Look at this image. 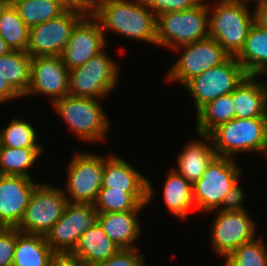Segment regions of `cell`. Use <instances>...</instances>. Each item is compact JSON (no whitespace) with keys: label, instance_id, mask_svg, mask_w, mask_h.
Segmentation results:
<instances>
[{"label":"cell","instance_id":"41","mask_svg":"<svg viewBox=\"0 0 267 266\" xmlns=\"http://www.w3.org/2000/svg\"><path fill=\"white\" fill-rule=\"evenodd\" d=\"M20 98L21 96L11 87V85L0 74V103L7 102L11 99Z\"/></svg>","mask_w":267,"mask_h":266},{"label":"cell","instance_id":"6","mask_svg":"<svg viewBox=\"0 0 267 266\" xmlns=\"http://www.w3.org/2000/svg\"><path fill=\"white\" fill-rule=\"evenodd\" d=\"M118 65L104 50L84 65L69 70V93L73 97L100 99L116 87Z\"/></svg>","mask_w":267,"mask_h":266},{"label":"cell","instance_id":"2","mask_svg":"<svg viewBox=\"0 0 267 266\" xmlns=\"http://www.w3.org/2000/svg\"><path fill=\"white\" fill-rule=\"evenodd\" d=\"M213 141L219 157L233 156L239 152H265L267 150V117L234 118L219 125L209 135H198Z\"/></svg>","mask_w":267,"mask_h":266},{"label":"cell","instance_id":"33","mask_svg":"<svg viewBox=\"0 0 267 266\" xmlns=\"http://www.w3.org/2000/svg\"><path fill=\"white\" fill-rule=\"evenodd\" d=\"M36 132L30 123L14 118L1 131L2 146L11 148H43L36 142Z\"/></svg>","mask_w":267,"mask_h":266},{"label":"cell","instance_id":"23","mask_svg":"<svg viewBox=\"0 0 267 266\" xmlns=\"http://www.w3.org/2000/svg\"><path fill=\"white\" fill-rule=\"evenodd\" d=\"M235 59L247 75L259 76L267 71V30L254 23Z\"/></svg>","mask_w":267,"mask_h":266},{"label":"cell","instance_id":"8","mask_svg":"<svg viewBox=\"0 0 267 266\" xmlns=\"http://www.w3.org/2000/svg\"><path fill=\"white\" fill-rule=\"evenodd\" d=\"M68 203L64 190L39 183L16 228L21 233L45 236L63 215Z\"/></svg>","mask_w":267,"mask_h":266},{"label":"cell","instance_id":"29","mask_svg":"<svg viewBox=\"0 0 267 266\" xmlns=\"http://www.w3.org/2000/svg\"><path fill=\"white\" fill-rule=\"evenodd\" d=\"M11 4L29 29L66 11L58 0H14Z\"/></svg>","mask_w":267,"mask_h":266},{"label":"cell","instance_id":"44","mask_svg":"<svg viewBox=\"0 0 267 266\" xmlns=\"http://www.w3.org/2000/svg\"><path fill=\"white\" fill-rule=\"evenodd\" d=\"M1 146H2V141H1V131H0V149H1Z\"/></svg>","mask_w":267,"mask_h":266},{"label":"cell","instance_id":"21","mask_svg":"<svg viewBox=\"0 0 267 266\" xmlns=\"http://www.w3.org/2000/svg\"><path fill=\"white\" fill-rule=\"evenodd\" d=\"M138 212L98 213L97 222L105 234L121 249L137 248L133 243L141 231V224L137 219Z\"/></svg>","mask_w":267,"mask_h":266},{"label":"cell","instance_id":"11","mask_svg":"<svg viewBox=\"0 0 267 266\" xmlns=\"http://www.w3.org/2000/svg\"><path fill=\"white\" fill-rule=\"evenodd\" d=\"M94 204L68 203L63 215L46 233L45 240L56 254H70L80 237L97 222Z\"/></svg>","mask_w":267,"mask_h":266},{"label":"cell","instance_id":"5","mask_svg":"<svg viewBox=\"0 0 267 266\" xmlns=\"http://www.w3.org/2000/svg\"><path fill=\"white\" fill-rule=\"evenodd\" d=\"M100 102L101 99L66 95L54 101L52 105L77 137L84 141L96 142L104 140L109 126Z\"/></svg>","mask_w":267,"mask_h":266},{"label":"cell","instance_id":"3","mask_svg":"<svg viewBox=\"0 0 267 266\" xmlns=\"http://www.w3.org/2000/svg\"><path fill=\"white\" fill-rule=\"evenodd\" d=\"M209 5L156 16V45L175 49L209 37Z\"/></svg>","mask_w":267,"mask_h":266},{"label":"cell","instance_id":"39","mask_svg":"<svg viewBox=\"0 0 267 266\" xmlns=\"http://www.w3.org/2000/svg\"><path fill=\"white\" fill-rule=\"evenodd\" d=\"M255 5V23L262 29L267 30V0H251Z\"/></svg>","mask_w":267,"mask_h":266},{"label":"cell","instance_id":"22","mask_svg":"<svg viewBox=\"0 0 267 266\" xmlns=\"http://www.w3.org/2000/svg\"><path fill=\"white\" fill-rule=\"evenodd\" d=\"M55 255L43 235L21 233L16 228L12 266H49Z\"/></svg>","mask_w":267,"mask_h":266},{"label":"cell","instance_id":"16","mask_svg":"<svg viewBox=\"0 0 267 266\" xmlns=\"http://www.w3.org/2000/svg\"><path fill=\"white\" fill-rule=\"evenodd\" d=\"M69 70L61 56L31 57L30 85L27 95L42 93L51 104L69 93Z\"/></svg>","mask_w":267,"mask_h":266},{"label":"cell","instance_id":"4","mask_svg":"<svg viewBox=\"0 0 267 266\" xmlns=\"http://www.w3.org/2000/svg\"><path fill=\"white\" fill-rule=\"evenodd\" d=\"M249 1L220 0L209 16V37L214 38L232 57L240 52L255 23V14H250L246 5Z\"/></svg>","mask_w":267,"mask_h":266},{"label":"cell","instance_id":"31","mask_svg":"<svg viewBox=\"0 0 267 266\" xmlns=\"http://www.w3.org/2000/svg\"><path fill=\"white\" fill-rule=\"evenodd\" d=\"M43 148H11L1 146L0 175L25 176L31 178L28 169L34 166Z\"/></svg>","mask_w":267,"mask_h":266},{"label":"cell","instance_id":"19","mask_svg":"<svg viewBox=\"0 0 267 266\" xmlns=\"http://www.w3.org/2000/svg\"><path fill=\"white\" fill-rule=\"evenodd\" d=\"M257 78L247 75L231 93L235 118L267 117V86Z\"/></svg>","mask_w":267,"mask_h":266},{"label":"cell","instance_id":"9","mask_svg":"<svg viewBox=\"0 0 267 266\" xmlns=\"http://www.w3.org/2000/svg\"><path fill=\"white\" fill-rule=\"evenodd\" d=\"M246 76L242 65L230 56L224 63L189 80L184 87L190 92L197 113L213 99L231 94Z\"/></svg>","mask_w":267,"mask_h":266},{"label":"cell","instance_id":"37","mask_svg":"<svg viewBox=\"0 0 267 266\" xmlns=\"http://www.w3.org/2000/svg\"><path fill=\"white\" fill-rule=\"evenodd\" d=\"M245 199V192L237 183L224 196L219 210L220 211H245L242 202Z\"/></svg>","mask_w":267,"mask_h":266},{"label":"cell","instance_id":"30","mask_svg":"<svg viewBox=\"0 0 267 266\" xmlns=\"http://www.w3.org/2000/svg\"><path fill=\"white\" fill-rule=\"evenodd\" d=\"M29 30L17 10L9 3L0 15V36L10 50L26 52Z\"/></svg>","mask_w":267,"mask_h":266},{"label":"cell","instance_id":"12","mask_svg":"<svg viewBox=\"0 0 267 266\" xmlns=\"http://www.w3.org/2000/svg\"><path fill=\"white\" fill-rule=\"evenodd\" d=\"M179 49H184V51L171 67L172 69L167 72L166 79L178 81L182 85L207 69L224 63L230 57L224 48L211 37L176 47L173 50Z\"/></svg>","mask_w":267,"mask_h":266},{"label":"cell","instance_id":"26","mask_svg":"<svg viewBox=\"0 0 267 266\" xmlns=\"http://www.w3.org/2000/svg\"><path fill=\"white\" fill-rule=\"evenodd\" d=\"M31 56L27 52L11 50L0 56V74L21 96L30 85Z\"/></svg>","mask_w":267,"mask_h":266},{"label":"cell","instance_id":"34","mask_svg":"<svg viewBox=\"0 0 267 266\" xmlns=\"http://www.w3.org/2000/svg\"><path fill=\"white\" fill-rule=\"evenodd\" d=\"M145 4L156 15L192 9L203 0H144Z\"/></svg>","mask_w":267,"mask_h":266},{"label":"cell","instance_id":"43","mask_svg":"<svg viewBox=\"0 0 267 266\" xmlns=\"http://www.w3.org/2000/svg\"><path fill=\"white\" fill-rule=\"evenodd\" d=\"M9 4V2L7 0H0V15L2 13V11L4 10V8Z\"/></svg>","mask_w":267,"mask_h":266},{"label":"cell","instance_id":"15","mask_svg":"<svg viewBox=\"0 0 267 266\" xmlns=\"http://www.w3.org/2000/svg\"><path fill=\"white\" fill-rule=\"evenodd\" d=\"M106 43L97 19L93 15H84L72 30L71 37L61 55L62 60L68 70L82 66L91 57L103 51Z\"/></svg>","mask_w":267,"mask_h":266},{"label":"cell","instance_id":"25","mask_svg":"<svg viewBox=\"0 0 267 266\" xmlns=\"http://www.w3.org/2000/svg\"><path fill=\"white\" fill-rule=\"evenodd\" d=\"M163 198L167 209L176 217L185 220L194 205L192 184L171 169L164 184Z\"/></svg>","mask_w":267,"mask_h":266},{"label":"cell","instance_id":"13","mask_svg":"<svg viewBox=\"0 0 267 266\" xmlns=\"http://www.w3.org/2000/svg\"><path fill=\"white\" fill-rule=\"evenodd\" d=\"M84 15L66 10L55 19L31 27L26 52L31 56H61L76 23Z\"/></svg>","mask_w":267,"mask_h":266},{"label":"cell","instance_id":"20","mask_svg":"<svg viewBox=\"0 0 267 266\" xmlns=\"http://www.w3.org/2000/svg\"><path fill=\"white\" fill-rule=\"evenodd\" d=\"M120 249L96 222L82 234L70 255L79 259L83 265L97 266L100 262L116 254Z\"/></svg>","mask_w":267,"mask_h":266},{"label":"cell","instance_id":"40","mask_svg":"<svg viewBox=\"0 0 267 266\" xmlns=\"http://www.w3.org/2000/svg\"><path fill=\"white\" fill-rule=\"evenodd\" d=\"M82 262L70 254H56L49 266H82Z\"/></svg>","mask_w":267,"mask_h":266},{"label":"cell","instance_id":"14","mask_svg":"<svg viewBox=\"0 0 267 266\" xmlns=\"http://www.w3.org/2000/svg\"><path fill=\"white\" fill-rule=\"evenodd\" d=\"M211 232L214 251L228 257L242 244L256 238V224L247 211H218Z\"/></svg>","mask_w":267,"mask_h":266},{"label":"cell","instance_id":"7","mask_svg":"<svg viewBox=\"0 0 267 266\" xmlns=\"http://www.w3.org/2000/svg\"><path fill=\"white\" fill-rule=\"evenodd\" d=\"M239 169L233 158L216 156L192 185L194 206L207 212L218 209L226 193L239 181Z\"/></svg>","mask_w":267,"mask_h":266},{"label":"cell","instance_id":"36","mask_svg":"<svg viewBox=\"0 0 267 266\" xmlns=\"http://www.w3.org/2000/svg\"><path fill=\"white\" fill-rule=\"evenodd\" d=\"M16 228H0V266H12Z\"/></svg>","mask_w":267,"mask_h":266},{"label":"cell","instance_id":"28","mask_svg":"<svg viewBox=\"0 0 267 266\" xmlns=\"http://www.w3.org/2000/svg\"><path fill=\"white\" fill-rule=\"evenodd\" d=\"M148 203V193H128L125 190L101 188L94 208L98 213L140 211Z\"/></svg>","mask_w":267,"mask_h":266},{"label":"cell","instance_id":"1","mask_svg":"<svg viewBox=\"0 0 267 266\" xmlns=\"http://www.w3.org/2000/svg\"><path fill=\"white\" fill-rule=\"evenodd\" d=\"M93 16L105 39L108 30L156 45V15L144 0H95Z\"/></svg>","mask_w":267,"mask_h":266},{"label":"cell","instance_id":"10","mask_svg":"<svg viewBox=\"0 0 267 266\" xmlns=\"http://www.w3.org/2000/svg\"><path fill=\"white\" fill-rule=\"evenodd\" d=\"M104 157L78 152L67 170V195L69 203L94 204L103 185Z\"/></svg>","mask_w":267,"mask_h":266},{"label":"cell","instance_id":"24","mask_svg":"<svg viewBox=\"0 0 267 266\" xmlns=\"http://www.w3.org/2000/svg\"><path fill=\"white\" fill-rule=\"evenodd\" d=\"M210 144L195 139L191 143L188 142L177 157L178 168L173 169L192 185L201 178L207 166L217 156L213 143Z\"/></svg>","mask_w":267,"mask_h":266},{"label":"cell","instance_id":"35","mask_svg":"<svg viewBox=\"0 0 267 266\" xmlns=\"http://www.w3.org/2000/svg\"><path fill=\"white\" fill-rule=\"evenodd\" d=\"M137 252V253H136ZM143 256L138 253V248L120 249L107 260L97 266H145Z\"/></svg>","mask_w":267,"mask_h":266},{"label":"cell","instance_id":"42","mask_svg":"<svg viewBox=\"0 0 267 266\" xmlns=\"http://www.w3.org/2000/svg\"><path fill=\"white\" fill-rule=\"evenodd\" d=\"M10 48L7 46L5 40L0 36V56L8 53Z\"/></svg>","mask_w":267,"mask_h":266},{"label":"cell","instance_id":"18","mask_svg":"<svg viewBox=\"0 0 267 266\" xmlns=\"http://www.w3.org/2000/svg\"><path fill=\"white\" fill-rule=\"evenodd\" d=\"M103 169L104 177L101 188L125 190L128 193H148V203L152 199L153 189L150 181L124 159L110 154L104 158Z\"/></svg>","mask_w":267,"mask_h":266},{"label":"cell","instance_id":"32","mask_svg":"<svg viewBox=\"0 0 267 266\" xmlns=\"http://www.w3.org/2000/svg\"><path fill=\"white\" fill-rule=\"evenodd\" d=\"M262 237L242 244L224 260V266H267V248Z\"/></svg>","mask_w":267,"mask_h":266},{"label":"cell","instance_id":"27","mask_svg":"<svg viewBox=\"0 0 267 266\" xmlns=\"http://www.w3.org/2000/svg\"><path fill=\"white\" fill-rule=\"evenodd\" d=\"M233 95L219 96L197 112V134L209 135L219 125L235 118Z\"/></svg>","mask_w":267,"mask_h":266},{"label":"cell","instance_id":"38","mask_svg":"<svg viewBox=\"0 0 267 266\" xmlns=\"http://www.w3.org/2000/svg\"><path fill=\"white\" fill-rule=\"evenodd\" d=\"M66 10L80 12L83 15H93L95 0H58Z\"/></svg>","mask_w":267,"mask_h":266},{"label":"cell","instance_id":"17","mask_svg":"<svg viewBox=\"0 0 267 266\" xmlns=\"http://www.w3.org/2000/svg\"><path fill=\"white\" fill-rule=\"evenodd\" d=\"M38 183L25 176L0 175V228H16Z\"/></svg>","mask_w":267,"mask_h":266}]
</instances>
